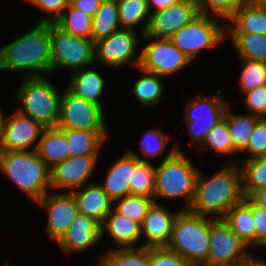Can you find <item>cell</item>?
Instances as JSON below:
<instances>
[{
  "mask_svg": "<svg viewBox=\"0 0 266 266\" xmlns=\"http://www.w3.org/2000/svg\"><path fill=\"white\" fill-rule=\"evenodd\" d=\"M236 159L206 177L199 171L195 195L189 211L210 218H223L236 204L244 200L242 174Z\"/></svg>",
  "mask_w": 266,
  "mask_h": 266,
  "instance_id": "cell-1",
  "label": "cell"
},
{
  "mask_svg": "<svg viewBox=\"0 0 266 266\" xmlns=\"http://www.w3.org/2000/svg\"><path fill=\"white\" fill-rule=\"evenodd\" d=\"M25 71L24 77L52 73L50 23H36L0 48V71Z\"/></svg>",
  "mask_w": 266,
  "mask_h": 266,
  "instance_id": "cell-2",
  "label": "cell"
},
{
  "mask_svg": "<svg viewBox=\"0 0 266 266\" xmlns=\"http://www.w3.org/2000/svg\"><path fill=\"white\" fill-rule=\"evenodd\" d=\"M199 171L175 142L169 153L155 167L154 202H157V198L183 197L186 199L183 210H188L195 195Z\"/></svg>",
  "mask_w": 266,
  "mask_h": 266,
  "instance_id": "cell-3",
  "label": "cell"
},
{
  "mask_svg": "<svg viewBox=\"0 0 266 266\" xmlns=\"http://www.w3.org/2000/svg\"><path fill=\"white\" fill-rule=\"evenodd\" d=\"M0 172L35 203L51 189L50 169L40 158L37 150L0 151Z\"/></svg>",
  "mask_w": 266,
  "mask_h": 266,
  "instance_id": "cell-4",
  "label": "cell"
},
{
  "mask_svg": "<svg viewBox=\"0 0 266 266\" xmlns=\"http://www.w3.org/2000/svg\"><path fill=\"white\" fill-rule=\"evenodd\" d=\"M209 217L181 209L166 248L178 253L191 266H207Z\"/></svg>",
  "mask_w": 266,
  "mask_h": 266,
  "instance_id": "cell-5",
  "label": "cell"
},
{
  "mask_svg": "<svg viewBox=\"0 0 266 266\" xmlns=\"http://www.w3.org/2000/svg\"><path fill=\"white\" fill-rule=\"evenodd\" d=\"M15 97L18 109L24 115L40 123L44 128H56L60 117L62 93L43 77H24Z\"/></svg>",
  "mask_w": 266,
  "mask_h": 266,
  "instance_id": "cell-6",
  "label": "cell"
},
{
  "mask_svg": "<svg viewBox=\"0 0 266 266\" xmlns=\"http://www.w3.org/2000/svg\"><path fill=\"white\" fill-rule=\"evenodd\" d=\"M195 96L189 100L184 110V121L190 133V145L194 146L198 143L202 148L209 130L224 118L230 103L222 95L221 89H218L214 96H204V92Z\"/></svg>",
  "mask_w": 266,
  "mask_h": 266,
  "instance_id": "cell-7",
  "label": "cell"
},
{
  "mask_svg": "<svg viewBox=\"0 0 266 266\" xmlns=\"http://www.w3.org/2000/svg\"><path fill=\"white\" fill-rule=\"evenodd\" d=\"M52 72L71 69V72L91 67L95 63L94 41L70 35L55 23H50Z\"/></svg>",
  "mask_w": 266,
  "mask_h": 266,
  "instance_id": "cell-8",
  "label": "cell"
},
{
  "mask_svg": "<svg viewBox=\"0 0 266 266\" xmlns=\"http://www.w3.org/2000/svg\"><path fill=\"white\" fill-rule=\"evenodd\" d=\"M226 36V26L220 25L211 15L200 14L191 23L182 27L170 41L191 61L204 48H213L222 43Z\"/></svg>",
  "mask_w": 266,
  "mask_h": 266,
  "instance_id": "cell-9",
  "label": "cell"
},
{
  "mask_svg": "<svg viewBox=\"0 0 266 266\" xmlns=\"http://www.w3.org/2000/svg\"><path fill=\"white\" fill-rule=\"evenodd\" d=\"M57 128L108 131L105 122V111L100 106L75 96L67 88L61 96Z\"/></svg>",
  "mask_w": 266,
  "mask_h": 266,
  "instance_id": "cell-10",
  "label": "cell"
},
{
  "mask_svg": "<svg viewBox=\"0 0 266 266\" xmlns=\"http://www.w3.org/2000/svg\"><path fill=\"white\" fill-rule=\"evenodd\" d=\"M209 239L207 266H226L251 254L248 244L230 229L223 218L209 217Z\"/></svg>",
  "mask_w": 266,
  "mask_h": 266,
  "instance_id": "cell-11",
  "label": "cell"
},
{
  "mask_svg": "<svg viewBox=\"0 0 266 266\" xmlns=\"http://www.w3.org/2000/svg\"><path fill=\"white\" fill-rule=\"evenodd\" d=\"M141 38L152 40L139 52L141 54L139 67L153 72L161 77H168L181 71L192 61L182 53L171 41L165 38Z\"/></svg>",
  "mask_w": 266,
  "mask_h": 266,
  "instance_id": "cell-12",
  "label": "cell"
},
{
  "mask_svg": "<svg viewBox=\"0 0 266 266\" xmlns=\"http://www.w3.org/2000/svg\"><path fill=\"white\" fill-rule=\"evenodd\" d=\"M138 44L137 32L122 28L109 37L94 42L95 62L100 61L109 68H120L132 61L131 63L137 68L141 59V54L134 58Z\"/></svg>",
  "mask_w": 266,
  "mask_h": 266,
  "instance_id": "cell-13",
  "label": "cell"
},
{
  "mask_svg": "<svg viewBox=\"0 0 266 266\" xmlns=\"http://www.w3.org/2000/svg\"><path fill=\"white\" fill-rule=\"evenodd\" d=\"M44 129L40 123L15 110L8 115L7 119L4 118L0 135V151L37 150Z\"/></svg>",
  "mask_w": 266,
  "mask_h": 266,
  "instance_id": "cell-14",
  "label": "cell"
},
{
  "mask_svg": "<svg viewBox=\"0 0 266 266\" xmlns=\"http://www.w3.org/2000/svg\"><path fill=\"white\" fill-rule=\"evenodd\" d=\"M199 15L195 0H182L162 10L151 12L146 33L142 36L170 39Z\"/></svg>",
  "mask_w": 266,
  "mask_h": 266,
  "instance_id": "cell-15",
  "label": "cell"
},
{
  "mask_svg": "<svg viewBox=\"0 0 266 266\" xmlns=\"http://www.w3.org/2000/svg\"><path fill=\"white\" fill-rule=\"evenodd\" d=\"M35 204L43 207L47 213V235L56 244L67 233L72 221L78 214L76 201L71 192L47 193Z\"/></svg>",
  "mask_w": 266,
  "mask_h": 266,
  "instance_id": "cell-16",
  "label": "cell"
},
{
  "mask_svg": "<svg viewBox=\"0 0 266 266\" xmlns=\"http://www.w3.org/2000/svg\"><path fill=\"white\" fill-rule=\"evenodd\" d=\"M100 155H83L69 157L50 170L51 190L81 188L93 174ZM88 182V183H87Z\"/></svg>",
  "mask_w": 266,
  "mask_h": 266,
  "instance_id": "cell-17",
  "label": "cell"
},
{
  "mask_svg": "<svg viewBox=\"0 0 266 266\" xmlns=\"http://www.w3.org/2000/svg\"><path fill=\"white\" fill-rule=\"evenodd\" d=\"M160 201L153 202L149 207L141 228V240L145 242L140 247H166L169 242L172 227L180 210L169 212Z\"/></svg>",
  "mask_w": 266,
  "mask_h": 266,
  "instance_id": "cell-18",
  "label": "cell"
},
{
  "mask_svg": "<svg viewBox=\"0 0 266 266\" xmlns=\"http://www.w3.org/2000/svg\"><path fill=\"white\" fill-rule=\"evenodd\" d=\"M101 239V225L89 216L78 212L67 233L57 245L65 254H71V252L91 249Z\"/></svg>",
  "mask_w": 266,
  "mask_h": 266,
  "instance_id": "cell-19",
  "label": "cell"
},
{
  "mask_svg": "<svg viewBox=\"0 0 266 266\" xmlns=\"http://www.w3.org/2000/svg\"><path fill=\"white\" fill-rule=\"evenodd\" d=\"M79 213L85 214L103 224L106 216L113 209V201L103 190L99 183H89L82 189H74L71 191Z\"/></svg>",
  "mask_w": 266,
  "mask_h": 266,
  "instance_id": "cell-20",
  "label": "cell"
},
{
  "mask_svg": "<svg viewBox=\"0 0 266 266\" xmlns=\"http://www.w3.org/2000/svg\"><path fill=\"white\" fill-rule=\"evenodd\" d=\"M135 167L136 157L127 151L109 168L104 183H99L113 202L130 195L132 170Z\"/></svg>",
  "mask_w": 266,
  "mask_h": 266,
  "instance_id": "cell-21",
  "label": "cell"
},
{
  "mask_svg": "<svg viewBox=\"0 0 266 266\" xmlns=\"http://www.w3.org/2000/svg\"><path fill=\"white\" fill-rule=\"evenodd\" d=\"M228 21L226 33L266 35V8L255 0H248Z\"/></svg>",
  "mask_w": 266,
  "mask_h": 266,
  "instance_id": "cell-22",
  "label": "cell"
},
{
  "mask_svg": "<svg viewBox=\"0 0 266 266\" xmlns=\"http://www.w3.org/2000/svg\"><path fill=\"white\" fill-rule=\"evenodd\" d=\"M104 233L109 234L118 245L117 248L137 247L136 243L141 240L140 224L131 221L114 209L110 211L101 225V237Z\"/></svg>",
  "mask_w": 266,
  "mask_h": 266,
  "instance_id": "cell-23",
  "label": "cell"
},
{
  "mask_svg": "<svg viewBox=\"0 0 266 266\" xmlns=\"http://www.w3.org/2000/svg\"><path fill=\"white\" fill-rule=\"evenodd\" d=\"M70 75L67 89L75 96L84 98L104 110L100 100L106 86L102 75L89 67L75 70Z\"/></svg>",
  "mask_w": 266,
  "mask_h": 266,
  "instance_id": "cell-24",
  "label": "cell"
},
{
  "mask_svg": "<svg viewBox=\"0 0 266 266\" xmlns=\"http://www.w3.org/2000/svg\"><path fill=\"white\" fill-rule=\"evenodd\" d=\"M223 219L251 249L255 248L253 201L249 197H245L240 203L234 205Z\"/></svg>",
  "mask_w": 266,
  "mask_h": 266,
  "instance_id": "cell-25",
  "label": "cell"
},
{
  "mask_svg": "<svg viewBox=\"0 0 266 266\" xmlns=\"http://www.w3.org/2000/svg\"><path fill=\"white\" fill-rule=\"evenodd\" d=\"M37 152L51 170L70 157L65 133L59 128H45Z\"/></svg>",
  "mask_w": 266,
  "mask_h": 266,
  "instance_id": "cell-26",
  "label": "cell"
},
{
  "mask_svg": "<svg viewBox=\"0 0 266 266\" xmlns=\"http://www.w3.org/2000/svg\"><path fill=\"white\" fill-rule=\"evenodd\" d=\"M68 143L70 157L83 155H100L108 131H85L77 129H61Z\"/></svg>",
  "mask_w": 266,
  "mask_h": 266,
  "instance_id": "cell-27",
  "label": "cell"
},
{
  "mask_svg": "<svg viewBox=\"0 0 266 266\" xmlns=\"http://www.w3.org/2000/svg\"><path fill=\"white\" fill-rule=\"evenodd\" d=\"M121 29L116 0H103L92 17V40L96 42Z\"/></svg>",
  "mask_w": 266,
  "mask_h": 266,
  "instance_id": "cell-28",
  "label": "cell"
},
{
  "mask_svg": "<svg viewBox=\"0 0 266 266\" xmlns=\"http://www.w3.org/2000/svg\"><path fill=\"white\" fill-rule=\"evenodd\" d=\"M137 69L142 73L141 77L137 78L131 89L132 94L136 97L141 105L149 107L155 106L161 101L164 90L163 77L148 72L140 68Z\"/></svg>",
  "mask_w": 266,
  "mask_h": 266,
  "instance_id": "cell-29",
  "label": "cell"
},
{
  "mask_svg": "<svg viewBox=\"0 0 266 266\" xmlns=\"http://www.w3.org/2000/svg\"><path fill=\"white\" fill-rule=\"evenodd\" d=\"M228 105L224 119L228 122L234 148L241 153L246 147L260 117L253 114L231 113Z\"/></svg>",
  "mask_w": 266,
  "mask_h": 266,
  "instance_id": "cell-30",
  "label": "cell"
},
{
  "mask_svg": "<svg viewBox=\"0 0 266 266\" xmlns=\"http://www.w3.org/2000/svg\"><path fill=\"white\" fill-rule=\"evenodd\" d=\"M134 150L128 152L136 157V167L132 170L130 195H144L154 199L155 195V166L148 159L141 158Z\"/></svg>",
  "mask_w": 266,
  "mask_h": 266,
  "instance_id": "cell-31",
  "label": "cell"
},
{
  "mask_svg": "<svg viewBox=\"0 0 266 266\" xmlns=\"http://www.w3.org/2000/svg\"><path fill=\"white\" fill-rule=\"evenodd\" d=\"M241 59L266 63V35L226 33Z\"/></svg>",
  "mask_w": 266,
  "mask_h": 266,
  "instance_id": "cell-32",
  "label": "cell"
},
{
  "mask_svg": "<svg viewBox=\"0 0 266 266\" xmlns=\"http://www.w3.org/2000/svg\"><path fill=\"white\" fill-rule=\"evenodd\" d=\"M116 3L121 27L134 30V27L144 22L140 34L144 35L150 17L147 0H116Z\"/></svg>",
  "mask_w": 266,
  "mask_h": 266,
  "instance_id": "cell-33",
  "label": "cell"
},
{
  "mask_svg": "<svg viewBox=\"0 0 266 266\" xmlns=\"http://www.w3.org/2000/svg\"><path fill=\"white\" fill-rule=\"evenodd\" d=\"M96 266H149V248H112Z\"/></svg>",
  "mask_w": 266,
  "mask_h": 266,
  "instance_id": "cell-34",
  "label": "cell"
},
{
  "mask_svg": "<svg viewBox=\"0 0 266 266\" xmlns=\"http://www.w3.org/2000/svg\"><path fill=\"white\" fill-rule=\"evenodd\" d=\"M239 166L245 197H250L255 191L266 187V159L264 157L245 159Z\"/></svg>",
  "mask_w": 266,
  "mask_h": 266,
  "instance_id": "cell-35",
  "label": "cell"
},
{
  "mask_svg": "<svg viewBox=\"0 0 266 266\" xmlns=\"http://www.w3.org/2000/svg\"><path fill=\"white\" fill-rule=\"evenodd\" d=\"M55 24L70 35L92 40V17L68 5Z\"/></svg>",
  "mask_w": 266,
  "mask_h": 266,
  "instance_id": "cell-36",
  "label": "cell"
},
{
  "mask_svg": "<svg viewBox=\"0 0 266 266\" xmlns=\"http://www.w3.org/2000/svg\"><path fill=\"white\" fill-rule=\"evenodd\" d=\"M153 202V198L144 195H127L115 200L113 202V209L131 221L141 225Z\"/></svg>",
  "mask_w": 266,
  "mask_h": 266,
  "instance_id": "cell-37",
  "label": "cell"
},
{
  "mask_svg": "<svg viewBox=\"0 0 266 266\" xmlns=\"http://www.w3.org/2000/svg\"><path fill=\"white\" fill-rule=\"evenodd\" d=\"M202 145L210 147L217 154L232 156L239 153L234 148L228 122L224 118L209 130Z\"/></svg>",
  "mask_w": 266,
  "mask_h": 266,
  "instance_id": "cell-38",
  "label": "cell"
},
{
  "mask_svg": "<svg viewBox=\"0 0 266 266\" xmlns=\"http://www.w3.org/2000/svg\"><path fill=\"white\" fill-rule=\"evenodd\" d=\"M241 60L243 62V68L241 70L240 80H238L241 93L266 85V63L248 59Z\"/></svg>",
  "mask_w": 266,
  "mask_h": 266,
  "instance_id": "cell-39",
  "label": "cell"
},
{
  "mask_svg": "<svg viewBox=\"0 0 266 266\" xmlns=\"http://www.w3.org/2000/svg\"><path fill=\"white\" fill-rule=\"evenodd\" d=\"M247 1L248 0H195L200 14L210 15V13H213L218 18L220 17L227 20Z\"/></svg>",
  "mask_w": 266,
  "mask_h": 266,
  "instance_id": "cell-40",
  "label": "cell"
},
{
  "mask_svg": "<svg viewBox=\"0 0 266 266\" xmlns=\"http://www.w3.org/2000/svg\"><path fill=\"white\" fill-rule=\"evenodd\" d=\"M169 137L158 129H149L145 135L143 134L142 141L140 143V150L144 157H157L164 152L165 146Z\"/></svg>",
  "mask_w": 266,
  "mask_h": 266,
  "instance_id": "cell-41",
  "label": "cell"
},
{
  "mask_svg": "<svg viewBox=\"0 0 266 266\" xmlns=\"http://www.w3.org/2000/svg\"><path fill=\"white\" fill-rule=\"evenodd\" d=\"M242 153L248 154L246 159L263 157L266 154V118L257 121L247 147Z\"/></svg>",
  "mask_w": 266,
  "mask_h": 266,
  "instance_id": "cell-42",
  "label": "cell"
},
{
  "mask_svg": "<svg viewBox=\"0 0 266 266\" xmlns=\"http://www.w3.org/2000/svg\"><path fill=\"white\" fill-rule=\"evenodd\" d=\"M149 266H191L178 253L166 247L149 248Z\"/></svg>",
  "mask_w": 266,
  "mask_h": 266,
  "instance_id": "cell-43",
  "label": "cell"
},
{
  "mask_svg": "<svg viewBox=\"0 0 266 266\" xmlns=\"http://www.w3.org/2000/svg\"><path fill=\"white\" fill-rule=\"evenodd\" d=\"M243 104L250 114L266 118V85L256 87L243 93Z\"/></svg>",
  "mask_w": 266,
  "mask_h": 266,
  "instance_id": "cell-44",
  "label": "cell"
},
{
  "mask_svg": "<svg viewBox=\"0 0 266 266\" xmlns=\"http://www.w3.org/2000/svg\"><path fill=\"white\" fill-rule=\"evenodd\" d=\"M34 7L46 12L50 16L42 18L38 23H55L69 5L67 0H26Z\"/></svg>",
  "mask_w": 266,
  "mask_h": 266,
  "instance_id": "cell-45",
  "label": "cell"
},
{
  "mask_svg": "<svg viewBox=\"0 0 266 266\" xmlns=\"http://www.w3.org/2000/svg\"><path fill=\"white\" fill-rule=\"evenodd\" d=\"M253 217L255 224V246L258 248L266 245V209L253 202Z\"/></svg>",
  "mask_w": 266,
  "mask_h": 266,
  "instance_id": "cell-46",
  "label": "cell"
},
{
  "mask_svg": "<svg viewBox=\"0 0 266 266\" xmlns=\"http://www.w3.org/2000/svg\"><path fill=\"white\" fill-rule=\"evenodd\" d=\"M103 0H76L71 5L85 14L93 17Z\"/></svg>",
  "mask_w": 266,
  "mask_h": 266,
  "instance_id": "cell-47",
  "label": "cell"
},
{
  "mask_svg": "<svg viewBox=\"0 0 266 266\" xmlns=\"http://www.w3.org/2000/svg\"><path fill=\"white\" fill-rule=\"evenodd\" d=\"M255 257L256 256L253 257L252 254H250L246 258L233 262L226 266H266V260L264 261L262 258L260 259L258 257L257 259V257L256 258Z\"/></svg>",
  "mask_w": 266,
  "mask_h": 266,
  "instance_id": "cell-48",
  "label": "cell"
},
{
  "mask_svg": "<svg viewBox=\"0 0 266 266\" xmlns=\"http://www.w3.org/2000/svg\"><path fill=\"white\" fill-rule=\"evenodd\" d=\"M180 1L182 0H147V5H148L149 12L151 14V11L155 12L158 10H162L170 5L177 4ZM151 5H153L154 9L151 7Z\"/></svg>",
  "mask_w": 266,
  "mask_h": 266,
  "instance_id": "cell-49",
  "label": "cell"
},
{
  "mask_svg": "<svg viewBox=\"0 0 266 266\" xmlns=\"http://www.w3.org/2000/svg\"><path fill=\"white\" fill-rule=\"evenodd\" d=\"M249 198L256 205L266 209V187L255 191Z\"/></svg>",
  "mask_w": 266,
  "mask_h": 266,
  "instance_id": "cell-50",
  "label": "cell"
},
{
  "mask_svg": "<svg viewBox=\"0 0 266 266\" xmlns=\"http://www.w3.org/2000/svg\"><path fill=\"white\" fill-rule=\"evenodd\" d=\"M4 118H5V116L3 115V111L0 108V135H1V132H2L3 124H4Z\"/></svg>",
  "mask_w": 266,
  "mask_h": 266,
  "instance_id": "cell-51",
  "label": "cell"
},
{
  "mask_svg": "<svg viewBox=\"0 0 266 266\" xmlns=\"http://www.w3.org/2000/svg\"><path fill=\"white\" fill-rule=\"evenodd\" d=\"M259 5L263 6L266 8V0H255Z\"/></svg>",
  "mask_w": 266,
  "mask_h": 266,
  "instance_id": "cell-52",
  "label": "cell"
},
{
  "mask_svg": "<svg viewBox=\"0 0 266 266\" xmlns=\"http://www.w3.org/2000/svg\"><path fill=\"white\" fill-rule=\"evenodd\" d=\"M76 0H67L68 4L71 5Z\"/></svg>",
  "mask_w": 266,
  "mask_h": 266,
  "instance_id": "cell-53",
  "label": "cell"
}]
</instances>
